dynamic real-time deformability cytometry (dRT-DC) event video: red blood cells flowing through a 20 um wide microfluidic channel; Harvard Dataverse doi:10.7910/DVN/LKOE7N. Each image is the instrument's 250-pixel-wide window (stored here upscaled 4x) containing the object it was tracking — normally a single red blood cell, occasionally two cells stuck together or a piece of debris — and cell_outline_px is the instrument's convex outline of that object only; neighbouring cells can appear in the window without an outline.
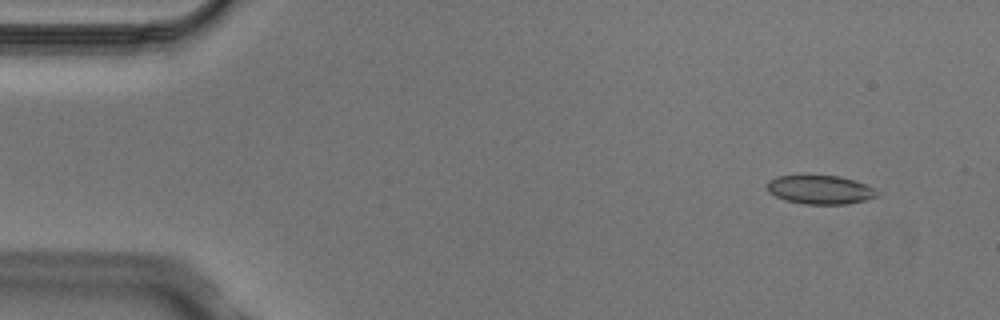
{"species": "Egyptian fruit bat (a non-hibernating species)", "species_latin": "Rousettus aegyptiacus", "temperature_condition": "cold", "stored_images_in_passage": 5, "camera_frame_rate_fps": 3000, "um_per_image_px": 0.085, "animal": {"sex": "male"}, "frame": {"image": 1, "passage_image": 2, "time_ms": 0.333, "image_size_px": [1000, 320], "cell_outline_px": [[880, 192], [876, 196], [864, 200], [844, 204], [804, 204], [784, 200], [768, 192], [768, 180], [776, 176], [840, 176], [876, 188]], "centroid_in_image_um": [69.7, 16.13], "position_along_channel_um": 15.3, "area_um2": 18.26}}
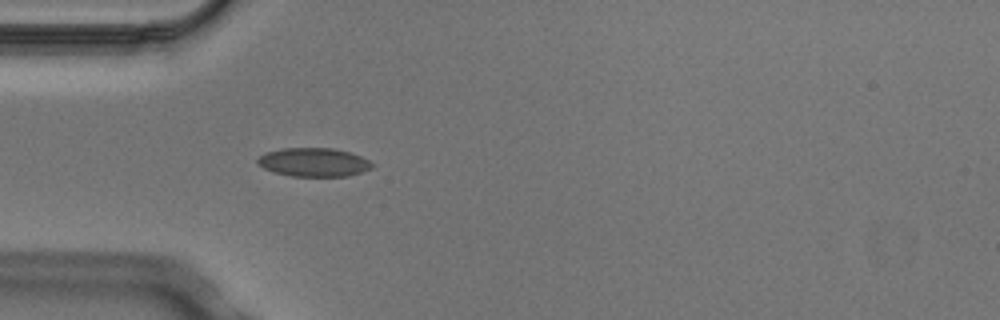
{"frame": {"image": 2, "passage_image": 5, "time_ms": 1.333, "image_size_px": [1000, 320], "cell_outline_px": [[376, 164], [372, 168], [348, 176], [292, 176], [276, 172], [264, 168], [256, 160], [264, 152], [284, 148], [332, 148], [348, 152], [360, 156]], "centroid_in_image_um": [26.69, 13.78], "position_along_channel_um": 58.3, "area_um2": 18.96}}